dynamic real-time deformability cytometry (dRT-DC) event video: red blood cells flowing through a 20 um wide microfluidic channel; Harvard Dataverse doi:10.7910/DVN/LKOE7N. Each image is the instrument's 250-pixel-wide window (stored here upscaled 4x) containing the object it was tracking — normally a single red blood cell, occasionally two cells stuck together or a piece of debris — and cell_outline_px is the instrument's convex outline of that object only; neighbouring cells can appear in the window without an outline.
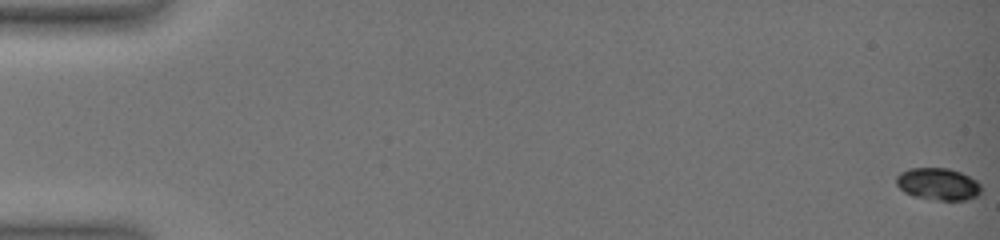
{"species": "common noctule bat (a hibernating species)", "species_latin": "Nyctalus noctula", "temperature_condition": "warm", "stored_images_in_passage": 49, "camera_frame_rate_fps": 3000, "um_per_image_px": 0.085, "animal": {"sex": "female", "body_mass_g": 19.0, "forearm_length_mm": 51.5}, "frame": {"image": 1, "passage_image": 1, "time_ms": 0.0, "image_size_px": [1000, 240], "cell_outline_px": [[980, 192], [976, 196], [964, 200], [940, 200], [912, 196], [904, 192], [896, 184], [896, 176], [900, 172], [908, 168], [948, 168], [960, 172], [976, 180], [980, 184]], "centroid_in_image_um": [79.7, 15.63], "position_along_channel_um": 5.3, "area_um2": 15.84}}
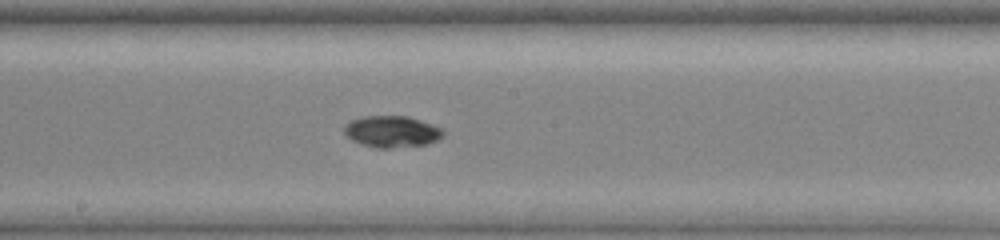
{"frame": {"image": 2, "passage_image": 31, "time_ms": 10.0, "image_size_px": [1000, 240], "cell_outline_px": [[444, 136], [428, 144], [388, 148], [376, 148], [360, 144], [352, 140], [344, 132], [344, 124], [352, 120], [364, 116], [408, 116], [444, 128]], "centroid_in_image_um": [33.32, 11.18], "position_along_channel_um": 214.9, "area_um2": 18.26}}
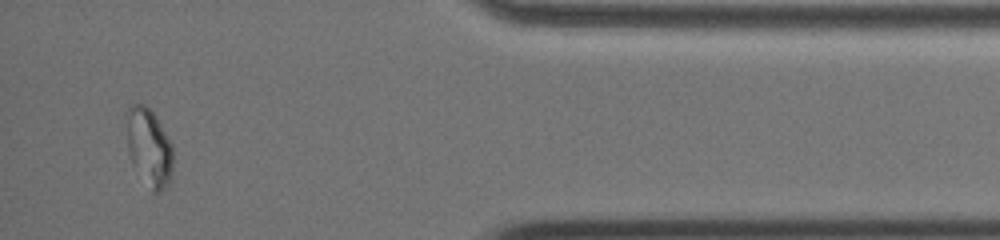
{"frame": {"image": 3, "passage_image": 49, "time_ms": 16.0, "image_size_px": [1000, 240], "cell_outline_px": [[172, 180], [160, 192], [152, 192], [132, 164], [128, 152], [124, 112], [128, 104], [144, 104], [156, 116], [172, 144]], "centroid_in_image_um": [12.63, 12.48], "position_along_channel_um": 422.6, "area_um2": 21.62}}